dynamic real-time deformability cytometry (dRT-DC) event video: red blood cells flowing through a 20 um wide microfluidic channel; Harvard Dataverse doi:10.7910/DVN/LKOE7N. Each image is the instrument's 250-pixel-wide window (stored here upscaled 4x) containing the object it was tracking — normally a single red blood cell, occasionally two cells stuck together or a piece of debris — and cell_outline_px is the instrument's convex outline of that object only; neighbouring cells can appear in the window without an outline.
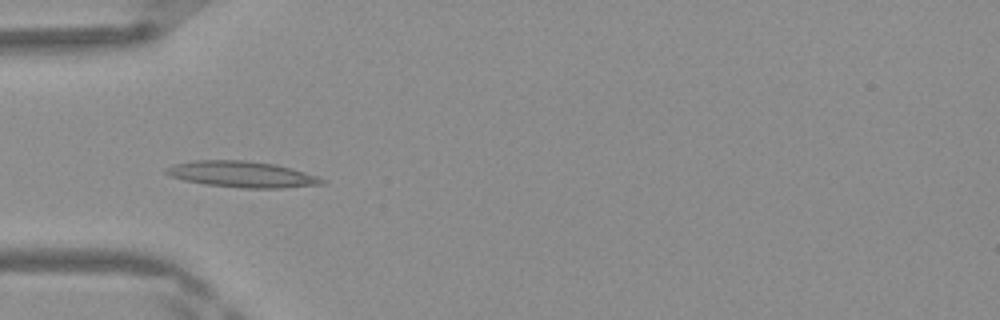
{"species": "Egyptian fruit bat (a non-hibernating species)", "species_latin": "Rousettus aegyptiacus", "temperature_condition": "warm", "stored_images_in_passage": 41, "camera_frame_rate_fps": 3000, "um_per_image_px": 0.085, "frame": {"image": 1, "passage_image": 8, "time_ms": 2.333, "image_size_px": [1000, 320], "cell_outline_px": [[324, 184], [284, 188], [240, 188], [204, 184], [184, 180], [172, 176], [164, 172], [164, 168], [172, 164], [196, 160], [244, 160], [272, 164], [304, 172], [316, 176], [324, 180]], "centroid_in_image_um": [20.5, 14.82], "position_along_channel_um": 64.5, "area_um2": 23.52}}
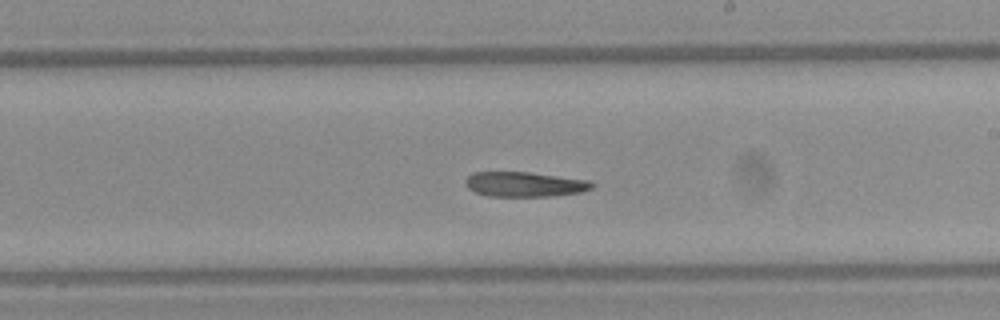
{"frame": {"image": 2, "passage_image": 21, "time_ms": 6.667, "image_size_px": [1000, 320], "cell_outline_px": [[596, 184], [592, 188], [580, 192], [552, 196], [488, 196], [476, 192], [468, 188], [464, 184], [464, 180], [472, 172], [528, 172], [592, 180]], "centroid_in_image_um": [44.61, 15.66], "position_along_channel_um": 244.4, "area_um2": 18.5}}
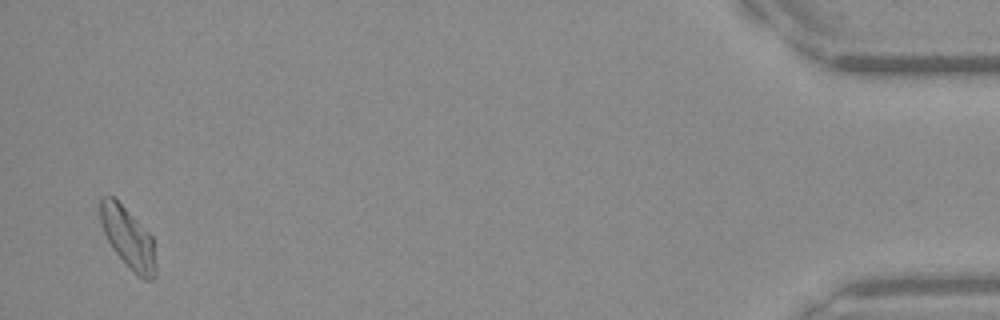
{"frame": {"image": 3, "passage_image": 40, "time_ms": 13.0, "image_size_px": [1000, 320], "cell_outline_px": [[156, 276], [152, 280], [144, 280], [136, 276], [112, 248], [104, 232], [100, 220], [100, 200], [108, 192], [152, 236], [156, 264]], "centroid_in_image_um": [10.9, 20.26], "position_along_channel_um": 424.3, "area_um2": 19.54}}